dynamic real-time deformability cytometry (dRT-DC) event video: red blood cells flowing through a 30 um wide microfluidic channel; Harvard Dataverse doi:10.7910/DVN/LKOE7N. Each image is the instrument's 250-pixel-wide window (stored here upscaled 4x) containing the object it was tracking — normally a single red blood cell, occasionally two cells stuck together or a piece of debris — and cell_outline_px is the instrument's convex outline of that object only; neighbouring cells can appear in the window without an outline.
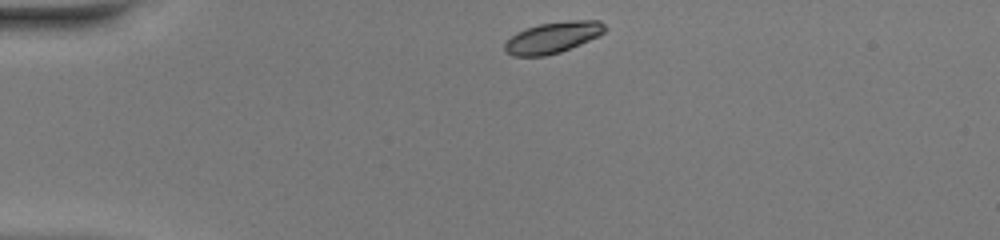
{"species": "common noctule bat (a hibernating species)", "species_latin": "Nyctalus noctula", "temperature_condition": "warm", "stored_images_in_passage": 40, "camera_frame_rate_fps": 3000, "um_per_image_px": 0.085, "animal": {"sex": "female", "body_mass_g": 20.0, "forearm_length_mm": 54.0}, "frame": {"image": 1, "passage_image": 1, "time_ms": 0.0, "image_size_px": [1000, 240], "cell_outline_px": [[608, 28], [600, 36], [560, 52], [544, 56], [512, 56], [504, 52], [504, 44], [516, 32], [540, 24], [572, 20], [600, 20]], "centroid_in_image_um": [47.01, 3.19], "position_along_channel_um": 38.0, "area_um2": 18.21}}
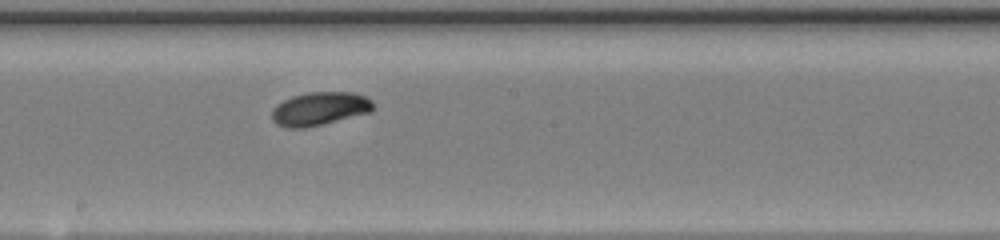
{"frame": {"image": 2, "passage_image": 18, "time_ms": 5.667, "image_size_px": [1000, 240], "cell_outline_px": [[372, 112], [324, 124], [304, 128], [284, 128], [276, 124], [272, 120], [272, 108], [276, 104], [292, 96], [308, 92], [352, 92], [364, 96], [372, 100]], "centroid_in_image_um": [27.14, 9.25], "position_along_channel_um": 221.1, "area_um2": 19.88}}
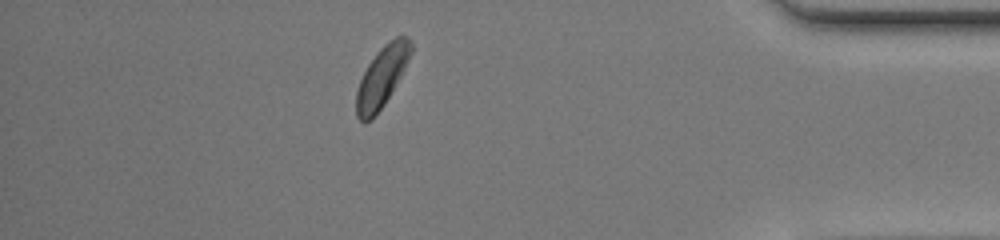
{"frame": {"image": 3, "passage_image": 34, "time_ms": 11.0, "image_size_px": [1000, 240], "cell_outline_px": [[412, 52], [400, 76], [384, 104], [372, 120], [364, 124], [356, 116], [356, 92], [360, 80], [368, 64], [380, 48], [388, 40], [396, 36], [404, 36], [412, 40]], "centroid_in_image_um": [32.44, 6.54], "position_along_channel_um": 402.8, "area_um2": 19.13}, "authors_computed_cell_mechanics": {"area_um2": 19.1318, "velocity_mm_per_s": 4.0818, "shape_relaxation_time_tau1_ms": 1.9935, "shape_relaxation_time_tau2_ms": null, "deformation_change_tau1": 0.1006, "deformation_change_tau2": null}}